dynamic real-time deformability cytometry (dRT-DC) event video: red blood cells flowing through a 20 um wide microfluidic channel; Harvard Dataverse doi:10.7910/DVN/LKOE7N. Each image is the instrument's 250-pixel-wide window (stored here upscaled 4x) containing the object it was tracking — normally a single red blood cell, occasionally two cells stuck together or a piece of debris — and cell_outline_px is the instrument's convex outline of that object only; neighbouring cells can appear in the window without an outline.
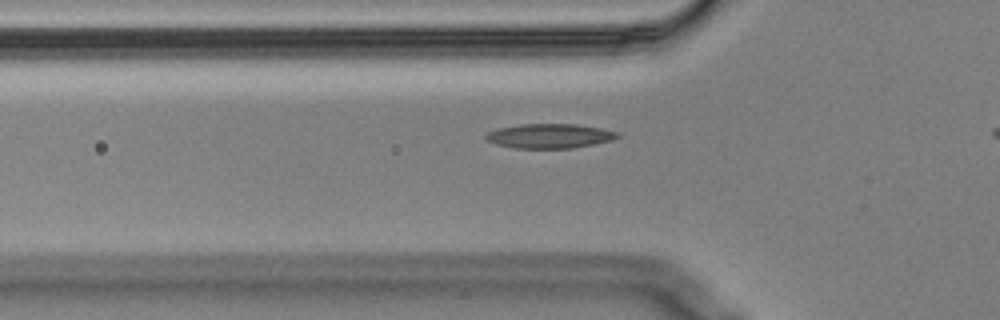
{"species": "Egyptian fruit bat (a non-hibernating species)", "species_latin": "Rousettus aegyptiacus", "temperature_condition": "cold", "stored_images_in_passage": 39, "camera_frame_rate_fps": 3000, "um_per_image_px": 0.085, "animal": {"sex": "male"}, "frame": {"image": 1, "passage_image": 11, "time_ms": 3.333, "image_size_px": [1000, 320], "cell_outline_px": [[620, 136], [612, 140], [572, 148], [516, 148], [496, 144], [488, 140], [484, 136], [488, 132], [500, 128], [520, 124], [576, 124], [600, 128], [620, 132]], "centroid_in_image_um": [46.74, 11.55], "position_along_channel_um": 79.1, "area_um2": 18.61}}
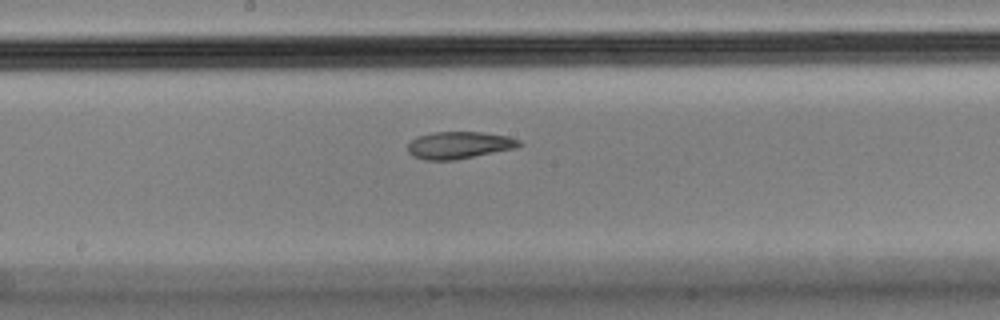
{"frame": {"image": 2, "passage_image": 22, "time_ms": 7.0, "image_size_px": [1000, 320], "cell_outline_px": [[524, 144], [516, 148], [456, 160], [424, 160], [412, 156], [408, 152], [408, 144], [416, 136], [432, 132], [480, 132], [508, 136], [520, 140]], "centroid_in_image_um": [39.02, 12.34], "position_along_channel_um": 209.2, "area_um2": 17.8}}
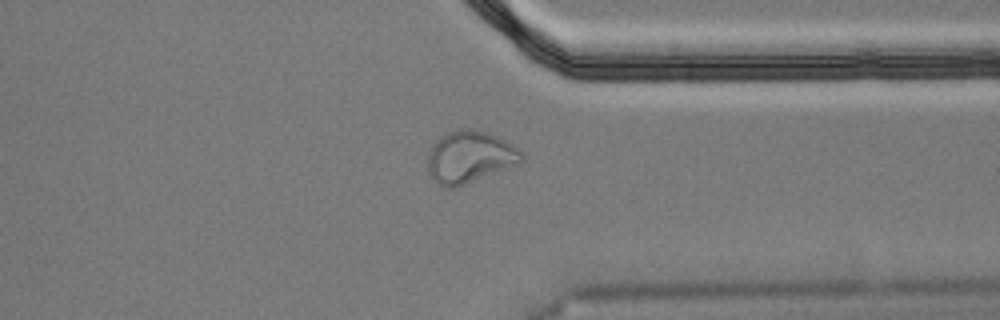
{"frame": {"image": 3, "passage_image": 36, "time_ms": 11.667, "image_size_px": [1000, 320], "cell_outline_px": [[524, 160], [520, 164], [456, 188], [448, 188], [436, 184], [428, 172], [428, 152], [432, 144], [440, 136], [456, 128], [472, 128], [488, 132], [520, 148], [524, 156]], "centroid_in_image_um": [39.93, 13.34], "position_along_channel_um": 371.5, "area_um2": 29.13}}